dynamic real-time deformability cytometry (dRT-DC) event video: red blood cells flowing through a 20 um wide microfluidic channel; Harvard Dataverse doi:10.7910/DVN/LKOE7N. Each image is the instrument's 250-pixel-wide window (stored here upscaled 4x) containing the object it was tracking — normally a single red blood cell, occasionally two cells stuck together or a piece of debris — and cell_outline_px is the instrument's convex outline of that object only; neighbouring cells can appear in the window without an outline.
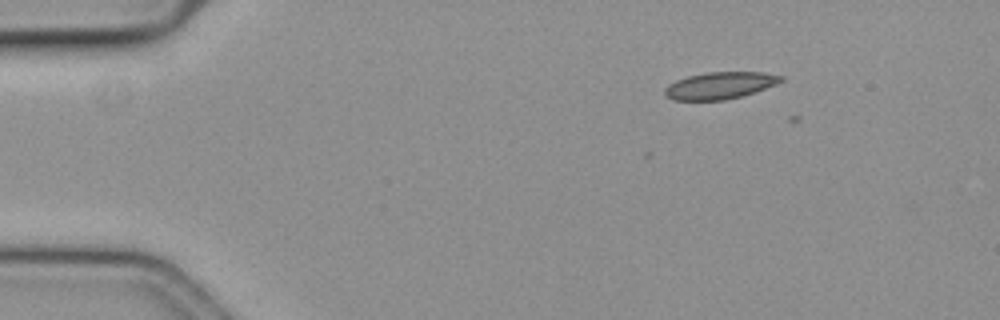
{"species": "common noctule bat (a hibernating species)", "species_latin": "Nyctalus noctula", "temperature_condition": "cold", "stored_images_in_passage": 3, "camera_frame_rate_fps": 3000, "um_per_image_px": 0.085, "animal": {"sex": "female", "body_mass_g": 19.3, "forearm_length_mm": 54.1}, "frame": {"image": 1, "passage_image": 2, "time_ms": 0.333, "image_size_px": [1000, 320], "cell_outline_px": [[784, 80], [776, 84], [740, 96], [724, 100], [672, 100], [664, 96], [664, 88], [668, 84], [676, 80], [688, 76], [708, 72], [764, 72], [784, 76]], "centroid_in_image_um": [61.15, 7.26], "position_along_channel_um": 23.8, "area_um2": 18.21}}